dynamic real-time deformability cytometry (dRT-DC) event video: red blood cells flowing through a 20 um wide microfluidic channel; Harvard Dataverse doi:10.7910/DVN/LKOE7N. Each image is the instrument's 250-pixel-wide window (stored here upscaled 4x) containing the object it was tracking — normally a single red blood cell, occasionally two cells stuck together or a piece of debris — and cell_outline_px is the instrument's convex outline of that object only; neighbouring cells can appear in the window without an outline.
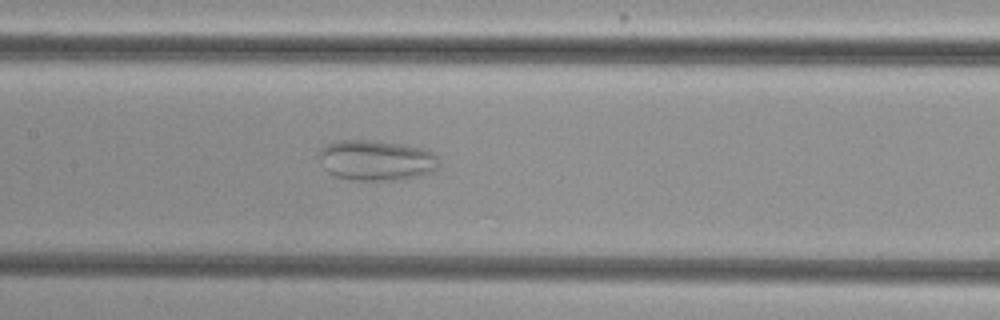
{"species": "common noctule bat (a hibernating species)", "species_latin": "Nyctalus noctula", "temperature_condition": "cold", "stored_images_in_passage": 44, "camera_frame_rate_fps": 3000, "um_per_image_px": 0.085, "animal": {"sex": "female", "body_mass_g": 29.2, "forearm_length_mm": 56.3}, "frame": {"image": 1, "passage_image": 18, "time_ms": 5.667, "image_size_px": [1000, 320], "cell_outline_px": [[440, 168], [432, 172], [420, 176], [400, 180], [352, 180], [336, 176], [328, 172], [324, 168], [320, 160], [320, 148], [336, 140], [372, 140], [404, 144], [424, 148], [432, 152], [440, 160]], "centroid_in_image_um": [32.03, 13.62], "position_along_channel_um": 175.4, "area_um2": 28.67}}
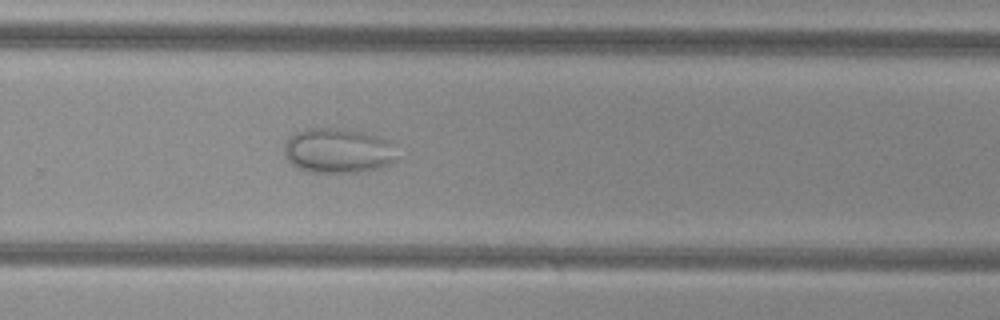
{"frame": {"image": 2, "passage_image": 28, "time_ms": 9.0, "image_size_px": [1000, 320], "cell_outline_px": [[396, 160], [392, 164], [380, 168], [360, 172], [308, 172], [296, 168], [284, 156], [284, 144], [288, 136], [304, 128], [344, 128], [376, 136], [388, 140]], "centroid_in_image_um": [28.66, 12.81], "position_along_channel_um": 301.1, "area_um2": 29.59}}
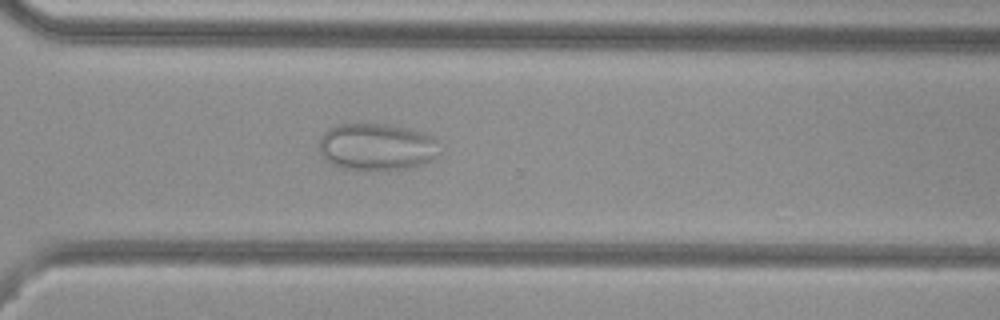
{"frame": {"image": 3, "passage_image": 31, "time_ms": 10.0, "image_size_px": [1000, 320], "cell_outline_px": [[436, 156], [432, 160], [424, 164], [408, 168], [340, 168], [324, 160], [320, 152], [320, 140], [324, 132], [328, 128], [336, 124], [392, 124], [408, 128], [432, 136], [436, 140]], "centroid_in_image_um": [31.98, 12.45], "position_along_channel_um": 338.6, "area_um2": 32.54}}